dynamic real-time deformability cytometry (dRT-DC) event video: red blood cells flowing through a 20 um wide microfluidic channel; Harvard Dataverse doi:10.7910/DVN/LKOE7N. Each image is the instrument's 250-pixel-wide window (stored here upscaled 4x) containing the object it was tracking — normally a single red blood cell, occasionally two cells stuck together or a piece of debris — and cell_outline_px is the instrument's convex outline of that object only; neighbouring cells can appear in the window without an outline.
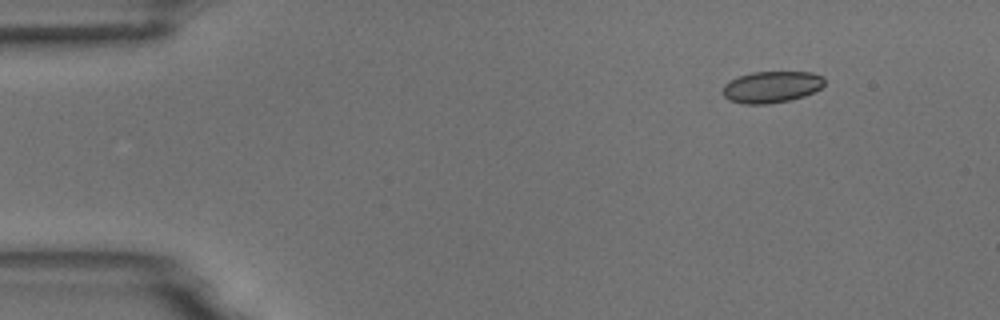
{"species": "common noctule bat (a hibernating species)", "species_latin": "Nyctalus noctula", "temperature_condition": "room temperature", "stored_images_in_passage": 5, "camera_frame_rate_fps": 3000, "um_per_image_px": 0.085, "animal": {"sex": "male", "body_mass_g": 18.8}, "frame": {"image": 1, "passage_image": 2, "time_ms": 0.333, "image_size_px": [1000, 320], "cell_outline_px": [[824, 84], [820, 88], [804, 96], [788, 100], [768, 104], [744, 104], [728, 100], [724, 96], [724, 84], [740, 76], [752, 72], [812, 72], [824, 76]], "centroid_in_image_um": [65.6, 7.39], "position_along_channel_um": 19.4, "area_um2": 18.55}}
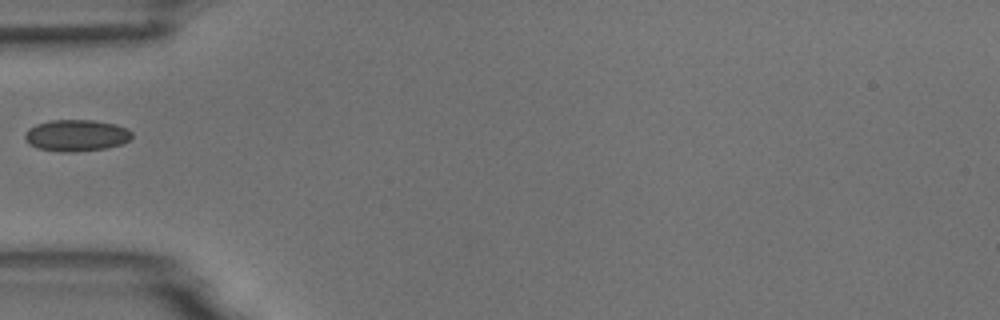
{"frame": {"image": 2, "passage_image": 5, "time_ms": 1.333, "image_size_px": [1000, 320], "cell_outline_px": [[132, 136], [128, 140], [120, 144], [104, 148], [72, 152], [60, 152], [36, 148], [28, 144], [24, 136], [24, 132], [28, 128], [36, 124], [52, 120], [92, 120], [116, 124], [128, 128], [132, 132]], "centroid_in_image_um": [6.45, 11.51], "position_along_channel_um": 78.6, "area_um2": 19.77}}